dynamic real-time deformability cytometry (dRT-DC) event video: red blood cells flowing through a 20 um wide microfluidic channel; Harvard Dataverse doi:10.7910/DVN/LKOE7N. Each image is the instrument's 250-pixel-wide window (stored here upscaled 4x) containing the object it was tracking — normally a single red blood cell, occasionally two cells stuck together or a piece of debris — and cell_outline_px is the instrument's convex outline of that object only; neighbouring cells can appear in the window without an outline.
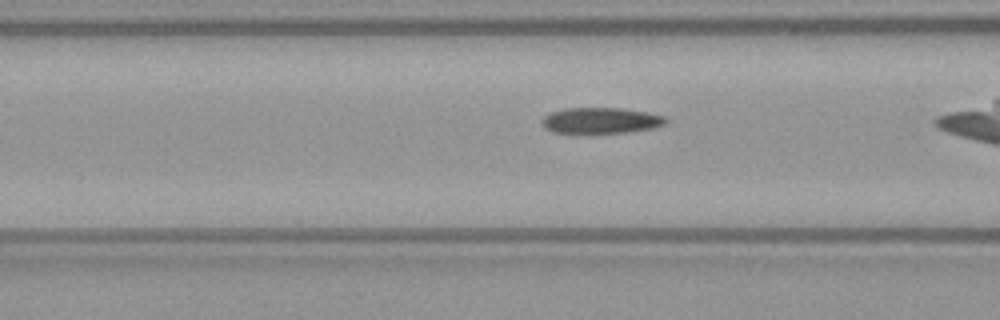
{"species": "common noctule bat (a hibernating species)", "species_latin": "Nyctalus noctula", "temperature_condition": "warm", "stored_images_in_passage": 37, "camera_frame_rate_fps": 3000, "um_per_image_px": 0.085, "animal": {"sex": "female", "body_mass_g": 21.9}, "frame": {"image": 1, "passage_image": 16, "time_ms": 5.0, "image_size_px": [1000, 320], "cell_outline_px": [[668, 120], [664, 124], [652, 128], [628, 132], [580, 136], [576, 136], [552, 132], [544, 128], [540, 120], [544, 116], [552, 112], [564, 108], [620, 108], [648, 112], [664, 116]], "centroid_in_image_um": [50.98, 10.29], "position_along_channel_um": 115.6, "area_um2": 19.65}}
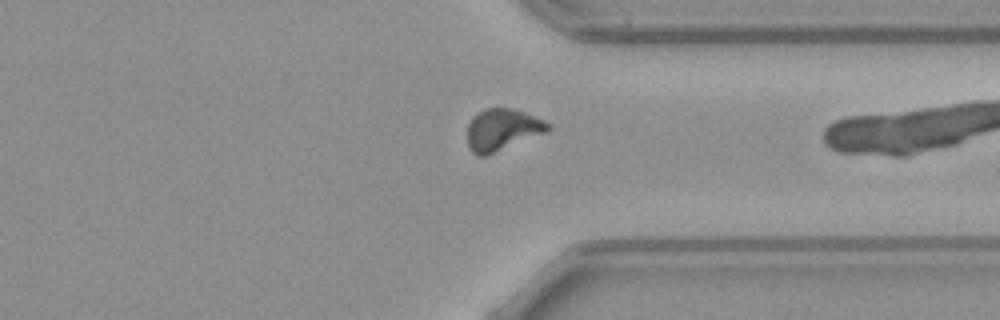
{"frame": {"image": 2, "passage_image": 36, "time_ms": 11.667, "image_size_px": [1000, 320], "cell_outline_px": [[552, 128], [548, 132], [488, 156], [476, 156], [468, 148], [468, 124], [472, 116], [476, 112], [484, 108], [508, 108], [524, 112], [544, 120], [552, 124]], "centroid_in_image_um": [42.7, 11.04], "position_along_channel_um": 368.7, "area_um2": 20.11}}